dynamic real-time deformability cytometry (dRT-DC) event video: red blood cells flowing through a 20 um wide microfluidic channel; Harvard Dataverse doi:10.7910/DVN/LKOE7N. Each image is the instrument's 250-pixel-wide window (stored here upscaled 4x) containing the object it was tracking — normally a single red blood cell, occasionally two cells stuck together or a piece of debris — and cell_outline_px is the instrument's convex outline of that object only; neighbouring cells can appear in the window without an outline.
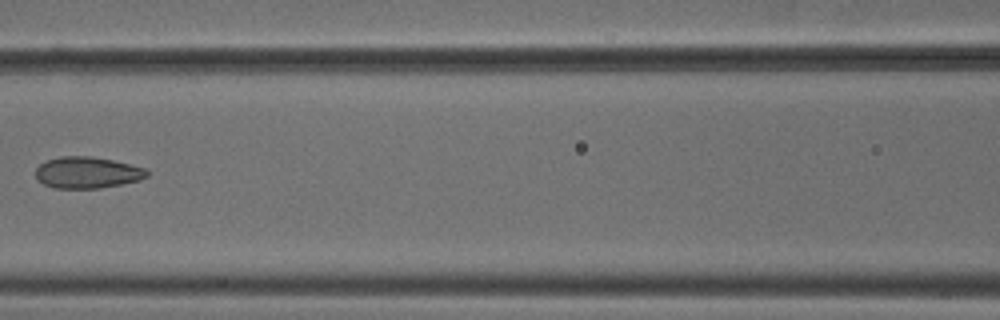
{"species": "common noctule bat (a hibernating species)", "species_latin": "Nyctalus noctula", "temperature_condition": "cold", "stored_images_in_passage": 6, "camera_frame_rate_fps": 3000, "um_per_image_px": 0.085, "animal": {"sex": "male", "body_mass_g": 18.8}, "frame": {"image": 1, "passage_image": 6, "time_ms": 1.667, "image_size_px": [1000, 320], "cell_outline_px": [[148, 176], [140, 180], [100, 188], [56, 188], [44, 184], [36, 180], [36, 168], [44, 160], [60, 156], [88, 156], [112, 160], [144, 168], [148, 172]], "centroid_in_image_um": [7.37, 14.66], "position_along_channel_um": 159.2, "area_um2": 20.35}}